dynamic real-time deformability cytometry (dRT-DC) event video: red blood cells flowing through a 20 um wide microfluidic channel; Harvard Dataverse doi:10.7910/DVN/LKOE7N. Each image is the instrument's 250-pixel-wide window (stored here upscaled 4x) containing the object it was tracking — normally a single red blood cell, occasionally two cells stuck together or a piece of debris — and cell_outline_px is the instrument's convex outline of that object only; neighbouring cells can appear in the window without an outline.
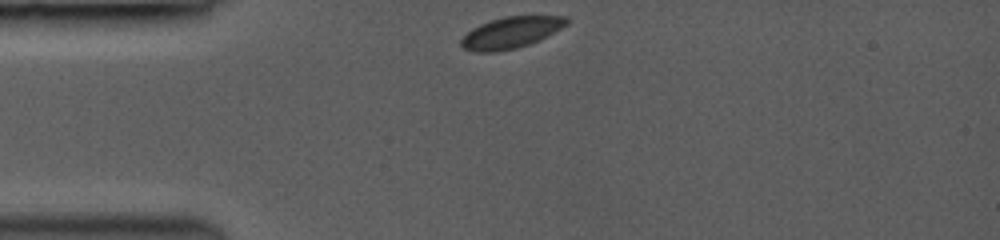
{"species": "common noctule bat (a hibernating species)", "species_latin": "Nyctalus noctula", "temperature_condition": "room temperature", "stored_images_in_passage": 6, "camera_frame_rate_fps": 3000, "um_per_image_px": 0.085, "animal": {"sex": "female", "body_mass_g": 19.0, "forearm_length_mm": 53.3}, "frame": {"image": 1, "passage_image": 1, "time_ms": 0.0, "image_size_px": [1000, 240], "cell_outline_px": [[568, 24], [540, 40], [516, 48], [496, 52], [476, 52], [464, 48], [460, 44], [460, 40], [472, 28], [480, 24], [504, 16], [568, 16]], "centroid_in_image_um": [43.44, 2.77], "position_along_channel_um": 41.6, "area_um2": 19.19}}
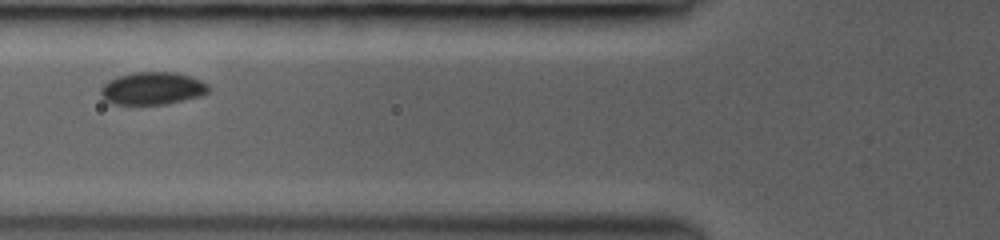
{"frame": {"image": 2, "passage_image": 4, "time_ms": 2.333, "image_size_px": [1000, 240], "cell_outline_px": [[208, 92], [204, 96], [168, 104], [112, 104], [104, 100], [100, 92], [100, 88], [108, 80], [116, 76], [132, 72], [176, 72], [200, 80], [208, 84]], "centroid_in_image_um": [12.95, 7.52], "position_along_channel_um": 112.9, "area_um2": 20.75}}
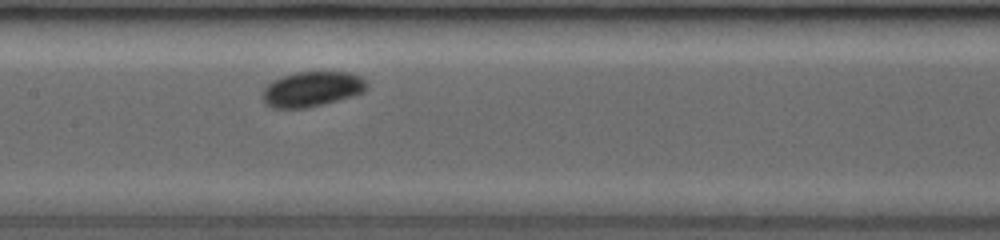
{"frame": {"image": 3, "passage_image": 6, "time_ms": 4.0, "image_size_px": [1000, 240], "cell_outline_px": [[368, 88], [364, 92], [352, 96], [324, 104], [308, 108], [272, 108], [260, 96], [264, 88], [272, 80], [280, 76], [296, 72], [348, 72], [360, 76], [368, 84]], "centroid_in_image_um": [26.5, 7.57], "position_along_channel_um": 180.9, "area_um2": 21.5}}